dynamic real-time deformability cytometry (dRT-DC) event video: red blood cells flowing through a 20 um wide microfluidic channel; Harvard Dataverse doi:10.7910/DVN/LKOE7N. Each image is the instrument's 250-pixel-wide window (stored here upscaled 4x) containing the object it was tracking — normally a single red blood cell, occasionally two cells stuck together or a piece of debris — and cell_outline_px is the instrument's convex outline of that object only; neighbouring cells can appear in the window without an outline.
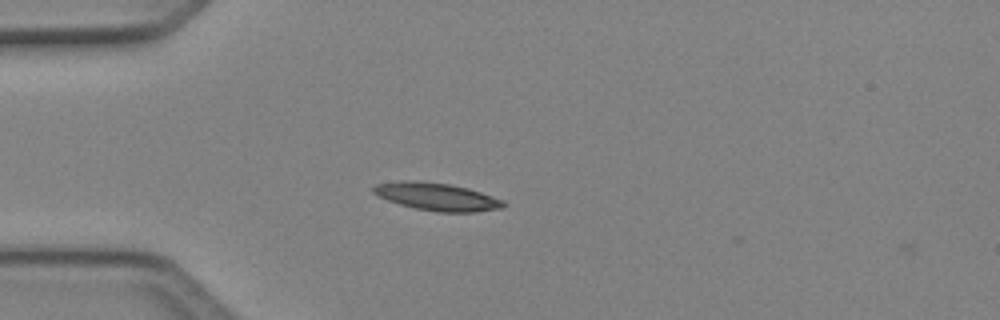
{"species": "Egyptian fruit bat (a non-hibernating species)", "species_latin": "Rousettus aegyptiacus", "temperature_condition": "cold", "stored_images_in_passage": 2, "camera_frame_rate_fps": 3000, "um_per_image_px": 0.085, "animal": {"sex": "female"}, "frame": {"image": 1, "passage_image": 1, "time_ms": 0.0, "image_size_px": [1000, 320], "cell_outline_px": [[508, 204], [504, 208], [476, 212], [436, 212], [416, 208], [400, 204], [388, 200], [372, 192], [372, 188], [376, 184], [404, 180], [412, 180], [448, 184], [468, 188], [504, 200]], "centroid_in_image_um": [37.18, 16.73], "position_along_channel_um": 47.8, "area_um2": 20.92}}